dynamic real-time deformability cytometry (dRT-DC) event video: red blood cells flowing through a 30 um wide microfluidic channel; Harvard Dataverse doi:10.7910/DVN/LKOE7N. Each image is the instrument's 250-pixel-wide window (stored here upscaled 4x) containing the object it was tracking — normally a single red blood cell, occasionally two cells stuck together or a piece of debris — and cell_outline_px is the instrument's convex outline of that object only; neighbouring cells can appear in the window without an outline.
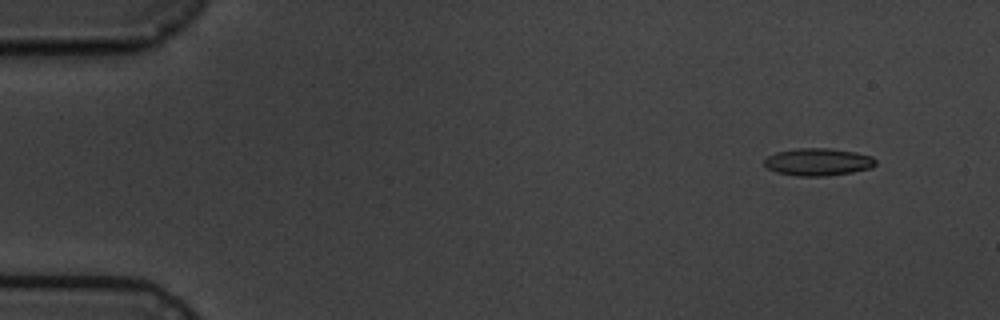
{"species": "common noctule bat (a hibernating species)", "species_latin": "Nyctalus noctula", "temperature_condition": "cold", "stored_images_in_passage": 5, "camera_frame_rate_fps": 3000, "um_per_image_px": 0.085, "animal": {"sex": "male", "body_mass_g": 19.5, "forearm_length_mm": 54.6}, "frame": {"image": 1, "passage_image": 1, "time_ms": 0.0, "image_size_px": [1000, 320], "cell_outline_px": [[876, 164], [872, 168], [852, 172], [828, 176], [796, 176], [776, 172], [768, 168], [764, 164], [764, 160], [768, 156], [776, 152], [796, 148], [828, 148], [856, 152], [872, 156], [876, 160]], "centroid_in_image_um": [69.55, 13.76], "position_along_channel_um": 15.5, "area_um2": 17.92}}